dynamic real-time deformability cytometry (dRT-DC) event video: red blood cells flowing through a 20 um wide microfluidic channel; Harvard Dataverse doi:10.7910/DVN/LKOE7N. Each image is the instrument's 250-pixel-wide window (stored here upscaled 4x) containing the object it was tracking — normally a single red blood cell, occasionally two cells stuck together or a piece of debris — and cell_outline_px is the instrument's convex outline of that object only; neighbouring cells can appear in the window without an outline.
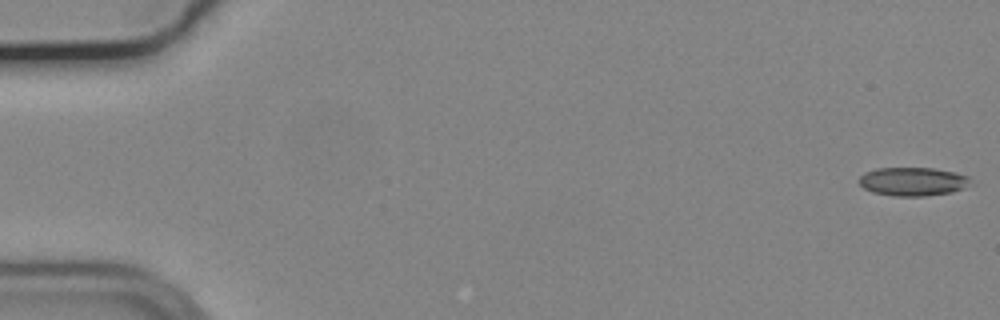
{"species": "common noctule bat (a hibernating species)", "species_latin": "Nyctalus noctula", "temperature_condition": "cold", "stored_images_in_passage": 56, "camera_frame_rate_fps": 3000, "um_per_image_px": 0.085, "animal": {"sex": "male", "body_mass_g": 19.2, "forearm_length_mm": 51.8}, "frame": {"image": 1, "passage_image": 1, "time_ms": 0.0, "image_size_px": [1000, 320], "cell_outline_px": [[968, 180], [960, 188], [952, 192], [924, 196], [892, 196], [872, 192], [864, 188], [860, 184], [860, 176], [864, 172], [876, 168], [932, 168], [956, 172], [968, 176]], "centroid_in_image_um": [77.5, 15.42], "position_along_channel_um": 7.5, "area_um2": 18.26}}
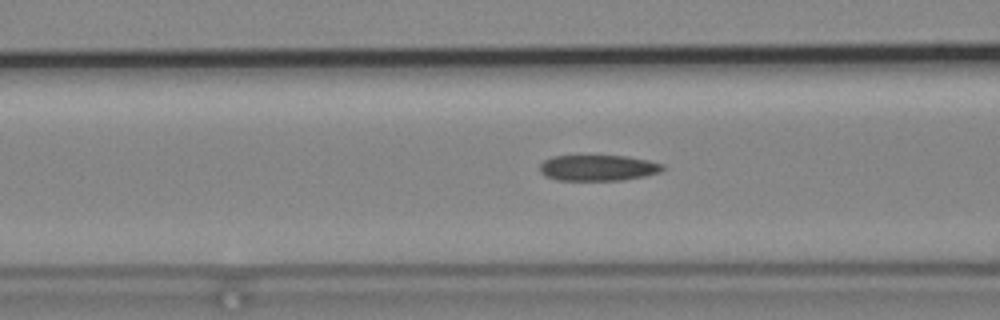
{"frame": {"image": 2, "passage_image": 22, "time_ms": 7.0, "image_size_px": [1000, 320], "cell_outline_px": [[664, 168], [660, 172], [644, 176], [624, 180], [556, 180], [544, 176], [540, 172], [540, 164], [544, 160], [552, 156], [628, 156], [648, 160], [664, 164]], "centroid_in_image_um": [50.82, 14.27], "position_along_channel_um": 115.8, "area_um2": 18.61}}
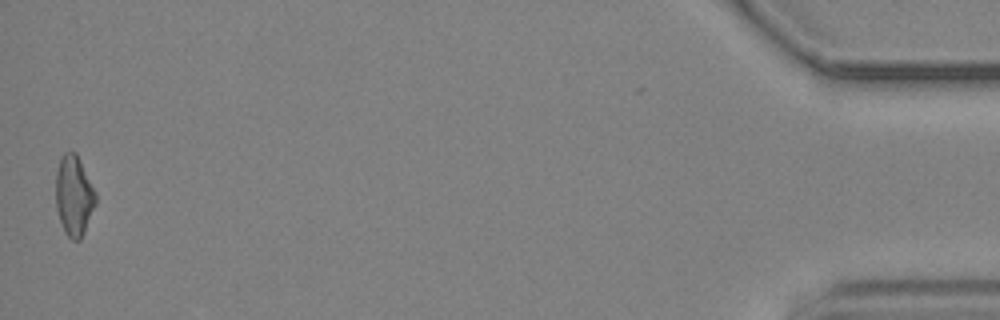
{"frame": {"image": 3, "passage_image": 55, "time_ms": 18.0, "image_size_px": [1000, 320], "cell_outline_px": [[96, 204], [84, 232], [80, 240], [72, 240], [64, 232], [56, 208], [56, 172], [60, 160], [64, 152], [76, 152], [96, 192]], "centroid_in_image_um": [6.29, 16.64], "position_along_channel_um": 428.9, "area_um2": 18.61}, "authors_computed_cell_mechanics": {"area_um2": 18.8717, "velocity_mm_per_s": 3.7138, "shape_relaxation_time_tau1_ms": null, "shape_relaxation_time_tau2_ms": 5.1943, "deformation_change_tau1": null, "deformation_change_tau2": 0.1444}}